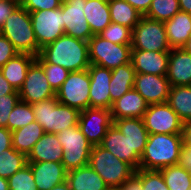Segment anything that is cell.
Listing matches in <instances>:
<instances>
[{
    "label": "cell",
    "mask_w": 191,
    "mask_h": 190,
    "mask_svg": "<svg viewBox=\"0 0 191 190\" xmlns=\"http://www.w3.org/2000/svg\"><path fill=\"white\" fill-rule=\"evenodd\" d=\"M39 55L47 63L62 66L69 72L86 70L90 66L88 42L66 34L43 47Z\"/></svg>",
    "instance_id": "obj_1"
},
{
    "label": "cell",
    "mask_w": 191,
    "mask_h": 190,
    "mask_svg": "<svg viewBox=\"0 0 191 190\" xmlns=\"http://www.w3.org/2000/svg\"><path fill=\"white\" fill-rule=\"evenodd\" d=\"M182 145L181 134H149L140 168L159 171L177 165Z\"/></svg>",
    "instance_id": "obj_2"
},
{
    "label": "cell",
    "mask_w": 191,
    "mask_h": 190,
    "mask_svg": "<svg viewBox=\"0 0 191 190\" xmlns=\"http://www.w3.org/2000/svg\"><path fill=\"white\" fill-rule=\"evenodd\" d=\"M0 34L5 36L13 44L18 53H28L35 57L40 54V49L33 31L30 12L21 4L6 19L0 29Z\"/></svg>",
    "instance_id": "obj_3"
},
{
    "label": "cell",
    "mask_w": 191,
    "mask_h": 190,
    "mask_svg": "<svg viewBox=\"0 0 191 190\" xmlns=\"http://www.w3.org/2000/svg\"><path fill=\"white\" fill-rule=\"evenodd\" d=\"M32 109L35 121L43 127L45 133L58 134L77 126L79 122L80 111L59 103L57 97L35 103Z\"/></svg>",
    "instance_id": "obj_4"
},
{
    "label": "cell",
    "mask_w": 191,
    "mask_h": 190,
    "mask_svg": "<svg viewBox=\"0 0 191 190\" xmlns=\"http://www.w3.org/2000/svg\"><path fill=\"white\" fill-rule=\"evenodd\" d=\"M88 165L110 189L119 188L136 172L130 164L119 160L101 145L92 147Z\"/></svg>",
    "instance_id": "obj_5"
},
{
    "label": "cell",
    "mask_w": 191,
    "mask_h": 190,
    "mask_svg": "<svg viewBox=\"0 0 191 190\" xmlns=\"http://www.w3.org/2000/svg\"><path fill=\"white\" fill-rule=\"evenodd\" d=\"M57 136L63 148L62 164L67 171L88 165L93 145L78 125L59 132Z\"/></svg>",
    "instance_id": "obj_6"
},
{
    "label": "cell",
    "mask_w": 191,
    "mask_h": 190,
    "mask_svg": "<svg viewBox=\"0 0 191 190\" xmlns=\"http://www.w3.org/2000/svg\"><path fill=\"white\" fill-rule=\"evenodd\" d=\"M88 46L90 64L113 70L131 62V44H114L97 34L89 39Z\"/></svg>",
    "instance_id": "obj_7"
},
{
    "label": "cell",
    "mask_w": 191,
    "mask_h": 190,
    "mask_svg": "<svg viewBox=\"0 0 191 190\" xmlns=\"http://www.w3.org/2000/svg\"><path fill=\"white\" fill-rule=\"evenodd\" d=\"M131 47L137 50L171 51L164 22L142 16L132 29Z\"/></svg>",
    "instance_id": "obj_8"
},
{
    "label": "cell",
    "mask_w": 191,
    "mask_h": 190,
    "mask_svg": "<svg viewBox=\"0 0 191 190\" xmlns=\"http://www.w3.org/2000/svg\"><path fill=\"white\" fill-rule=\"evenodd\" d=\"M90 76L88 69L70 72L61 88L56 92L57 101L77 110L90 108Z\"/></svg>",
    "instance_id": "obj_9"
},
{
    "label": "cell",
    "mask_w": 191,
    "mask_h": 190,
    "mask_svg": "<svg viewBox=\"0 0 191 190\" xmlns=\"http://www.w3.org/2000/svg\"><path fill=\"white\" fill-rule=\"evenodd\" d=\"M30 17L40 50L65 34L62 4L57 9L30 12Z\"/></svg>",
    "instance_id": "obj_10"
},
{
    "label": "cell",
    "mask_w": 191,
    "mask_h": 190,
    "mask_svg": "<svg viewBox=\"0 0 191 190\" xmlns=\"http://www.w3.org/2000/svg\"><path fill=\"white\" fill-rule=\"evenodd\" d=\"M143 121L149 134H181L183 122L166 103L148 105Z\"/></svg>",
    "instance_id": "obj_11"
},
{
    "label": "cell",
    "mask_w": 191,
    "mask_h": 190,
    "mask_svg": "<svg viewBox=\"0 0 191 190\" xmlns=\"http://www.w3.org/2000/svg\"><path fill=\"white\" fill-rule=\"evenodd\" d=\"M18 92L20 100L31 105L56 97V92L51 88L43 67L36 60L30 65L23 86Z\"/></svg>",
    "instance_id": "obj_12"
},
{
    "label": "cell",
    "mask_w": 191,
    "mask_h": 190,
    "mask_svg": "<svg viewBox=\"0 0 191 190\" xmlns=\"http://www.w3.org/2000/svg\"><path fill=\"white\" fill-rule=\"evenodd\" d=\"M113 124L111 110L108 109L87 108L79 115L78 126L93 146L102 143L107 129Z\"/></svg>",
    "instance_id": "obj_13"
},
{
    "label": "cell",
    "mask_w": 191,
    "mask_h": 190,
    "mask_svg": "<svg viewBox=\"0 0 191 190\" xmlns=\"http://www.w3.org/2000/svg\"><path fill=\"white\" fill-rule=\"evenodd\" d=\"M86 2L87 0H63L62 15L64 33L76 39L88 42L94 34L84 15Z\"/></svg>",
    "instance_id": "obj_14"
},
{
    "label": "cell",
    "mask_w": 191,
    "mask_h": 190,
    "mask_svg": "<svg viewBox=\"0 0 191 190\" xmlns=\"http://www.w3.org/2000/svg\"><path fill=\"white\" fill-rule=\"evenodd\" d=\"M133 88L152 105L168 101L171 85L166 76L136 73Z\"/></svg>",
    "instance_id": "obj_15"
},
{
    "label": "cell",
    "mask_w": 191,
    "mask_h": 190,
    "mask_svg": "<svg viewBox=\"0 0 191 190\" xmlns=\"http://www.w3.org/2000/svg\"><path fill=\"white\" fill-rule=\"evenodd\" d=\"M90 76V108H104L111 110L113 102L110 99L109 84L112 71L95 64L88 68Z\"/></svg>",
    "instance_id": "obj_16"
},
{
    "label": "cell",
    "mask_w": 191,
    "mask_h": 190,
    "mask_svg": "<svg viewBox=\"0 0 191 190\" xmlns=\"http://www.w3.org/2000/svg\"><path fill=\"white\" fill-rule=\"evenodd\" d=\"M170 51L131 50V63L136 73L166 76Z\"/></svg>",
    "instance_id": "obj_17"
},
{
    "label": "cell",
    "mask_w": 191,
    "mask_h": 190,
    "mask_svg": "<svg viewBox=\"0 0 191 190\" xmlns=\"http://www.w3.org/2000/svg\"><path fill=\"white\" fill-rule=\"evenodd\" d=\"M100 145L119 160L130 164L135 170L140 168L141 157L136 152H131V142L114 124L107 129Z\"/></svg>",
    "instance_id": "obj_18"
},
{
    "label": "cell",
    "mask_w": 191,
    "mask_h": 190,
    "mask_svg": "<svg viewBox=\"0 0 191 190\" xmlns=\"http://www.w3.org/2000/svg\"><path fill=\"white\" fill-rule=\"evenodd\" d=\"M38 190H51L67 179V170L58 162H28Z\"/></svg>",
    "instance_id": "obj_19"
},
{
    "label": "cell",
    "mask_w": 191,
    "mask_h": 190,
    "mask_svg": "<svg viewBox=\"0 0 191 190\" xmlns=\"http://www.w3.org/2000/svg\"><path fill=\"white\" fill-rule=\"evenodd\" d=\"M166 77L171 87L191 85V55L183 48H171Z\"/></svg>",
    "instance_id": "obj_20"
},
{
    "label": "cell",
    "mask_w": 191,
    "mask_h": 190,
    "mask_svg": "<svg viewBox=\"0 0 191 190\" xmlns=\"http://www.w3.org/2000/svg\"><path fill=\"white\" fill-rule=\"evenodd\" d=\"M147 108L148 104L144 98L132 88L113 102L111 114L113 119L143 118Z\"/></svg>",
    "instance_id": "obj_21"
},
{
    "label": "cell",
    "mask_w": 191,
    "mask_h": 190,
    "mask_svg": "<svg viewBox=\"0 0 191 190\" xmlns=\"http://www.w3.org/2000/svg\"><path fill=\"white\" fill-rule=\"evenodd\" d=\"M113 121L114 125L131 142V152H136L141 157L144 153L149 135L143 118L130 117L113 119Z\"/></svg>",
    "instance_id": "obj_22"
},
{
    "label": "cell",
    "mask_w": 191,
    "mask_h": 190,
    "mask_svg": "<svg viewBox=\"0 0 191 190\" xmlns=\"http://www.w3.org/2000/svg\"><path fill=\"white\" fill-rule=\"evenodd\" d=\"M62 158L63 148L57 134L45 133L33 146L27 161L62 163Z\"/></svg>",
    "instance_id": "obj_23"
},
{
    "label": "cell",
    "mask_w": 191,
    "mask_h": 190,
    "mask_svg": "<svg viewBox=\"0 0 191 190\" xmlns=\"http://www.w3.org/2000/svg\"><path fill=\"white\" fill-rule=\"evenodd\" d=\"M36 57L28 53H18L15 57L8 60L1 68L4 78L9 84L19 91L23 86L27 71Z\"/></svg>",
    "instance_id": "obj_24"
},
{
    "label": "cell",
    "mask_w": 191,
    "mask_h": 190,
    "mask_svg": "<svg viewBox=\"0 0 191 190\" xmlns=\"http://www.w3.org/2000/svg\"><path fill=\"white\" fill-rule=\"evenodd\" d=\"M166 35L171 48H181L191 34V14L179 11L164 22Z\"/></svg>",
    "instance_id": "obj_25"
},
{
    "label": "cell",
    "mask_w": 191,
    "mask_h": 190,
    "mask_svg": "<svg viewBox=\"0 0 191 190\" xmlns=\"http://www.w3.org/2000/svg\"><path fill=\"white\" fill-rule=\"evenodd\" d=\"M71 190H109L104 180L89 166L73 169L67 172Z\"/></svg>",
    "instance_id": "obj_26"
},
{
    "label": "cell",
    "mask_w": 191,
    "mask_h": 190,
    "mask_svg": "<svg viewBox=\"0 0 191 190\" xmlns=\"http://www.w3.org/2000/svg\"><path fill=\"white\" fill-rule=\"evenodd\" d=\"M84 15L94 35L102 32L111 23L110 9L106 0H87Z\"/></svg>",
    "instance_id": "obj_27"
},
{
    "label": "cell",
    "mask_w": 191,
    "mask_h": 190,
    "mask_svg": "<svg viewBox=\"0 0 191 190\" xmlns=\"http://www.w3.org/2000/svg\"><path fill=\"white\" fill-rule=\"evenodd\" d=\"M111 71L112 76L109 84V92L110 99L114 102L133 88L136 71L131 62Z\"/></svg>",
    "instance_id": "obj_28"
},
{
    "label": "cell",
    "mask_w": 191,
    "mask_h": 190,
    "mask_svg": "<svg viewBox=\"0 0 191 190\" xmlns=\"http://www.w3.org/2000/svg\"><path fill=\"white\" fill-rule=\"evenodd\" d=\"M44 134L43 127L37 121L31 122L23 128L12 131V147L28 156L35 143Z\"/></svg>",
    "instance_id": "obj_29"
},
{
    "label": "cell",
    "mask_w": 191,
    "mask_h": 190,
    "mask_svg": "<svg viewBox=\"0 0 191 190\" xmlns=\"http://www.w3.org/2000/svg\"><path fill=\"white\" fill-rule=\"evenodd\" d=\"M167 103L183 123L191 121V85L171 87Z\"/></svg>",
    "instance_id": "obj_30"
},
{
    "label": "cell",
    "mask_w": 191,
    "mask_h": 190,
    "mask_svg": "<svg viewBox=\"0 0 191 190\" xmlns=\"http://www.w3.org/2000/svg\"><path fill=\"white\" fill-rule=\"evenodd\" d=\"M108 5L110 9L111 22L126 26L131 30L143 16L126 0H110L108 1Z\"/></svg>",
    "instance_id": "obj_31"
},
{
    "label": "cell",
    "mask_w": 191,
    "mask_h": 190,
    "mask_svg": "<svg viewBox=\"0 0 191 190\" xmlns=\"http://www.w3.org/2000/svg\"><path fill=\"white\" fill-rule=\"evenodd\" d=\"M169 190H191V173L178 165L159 170Z\"/></svg>",
    "instance_id": "obj_32"
},
{
    "label": "cell",
    "mask_w": 191,
    "mask_h": 190,
    "mask_svg": "<svg viewBox=\"0 0 191 190\" xmlns=\"http://www.w3.org/2000/svg\"><path fill=\"white\" fill-rule=\"evenodd\" d=\"M28 164L27 156L13 147L0 154V177L8 179Z\"/></svg>",
    "instance_id": "obj_33"
},
{
    "label": "cell",
    "mask_w": 191,
    "mask_h": 190,
    "mask_svg": "<svg viewBox=\"0 0 191 190\" xmlns=\"http://www.w3.org/2000/svg\"><path fill=\"white\" fill-rule=\"evenodd\" d=\"M179 11V0H152L149 10L144 16L165 22L170 20Z\"/></svg>",
    "instance_id": "obj_34"
},
{
    "label": "cell",
    "mask_w": 191,
    "mask_h": 190,
    "mask_svg": "<svg viewBox=\"0 0 191 190\" xmlns=\"http://www.w3.org/2000/svg\"><path fill=\"white\" fill-rule=\"evenodd\" d=\"M34 121L32 105L20 100L9 114L7 129L12 132Z\"/></svg>",
    "instance_id": "obj_35"
},
{
    "label": "cell",
    "mask_w": 191,
    "mask_h": 190,
    "mask_svg": "<svg viewBox=\"0 0 191 190\" xmlns=\"http://www.w3.org/2000/svg\"><path fill=\"white\" fill-rule=\"evenodd\" d=\"M36 61L43 67L44 74L51 88L57 92L70 72L62 66L47 63L40 55L36 56Z\"/></svg>",
    "instance_id": "obj_36"
},
{
    "label": "cell",
    "mask_w": 191,
    "mask_h": 190,
    "mask_svg": "<svg viewBox=\"0 0 191 190\" xmlns=\"http://www.w3.org/2000/svg\"><path fill=\"white\" fill-rule=\"evenodd\" d=\"M9 190H38L29 164L8 178Z\"/></svg>",
    "instance_id": "obj_37"
},
{
    "label": "cell",
    "mask_w": 191,
    "mask_h": 190,
    "mask_svg": "<svg viewBox=\"0 0 191 190\" xmlns=\"http://www.w3.org/2000/svg\"><path fill=\"white\" fill-rule=\"evenodd\" d=\"M99 35L114 44H131L132 30L111 22Z\"/></svg>",
    "instance_id": "obj_38"
},
{
    "label": "cell",
    "mask_w": 191,
    "mask_h": 190,
    "mask_svg": "<svg viewBox=\"0 0 191 190\" xmlns=\"http://www.w3.org/2000/svg\"><path fill=\"white\" fill-rule=\"evenodd\" d=\"M142 190H169L160 171L141 169Z\"/></svg>",
    "instance_id": "obj_39"
},
{
    "label": "cell",
    "mask_w": 191,
    "mask_h": 190,
    "mask_svg": "<svg viewBox=\"0 0 191 190\" xmlns=\"http://www.w3.org/2000/svg\"><path fill=\"white\" fill-rule=\"evenodd\" d=\"M19 101V94H8L0 96V127L7 128L9 114Z\"/></svg>",
    "instance_id": "obj_40"
},
{
    "label": "cell",
    "mask_w": 191,
    "mask_h": 190,
    "mask_svg": "<svg viewBox=\"0 0 191 190\" xmlns=\"http://www.w3.org/2000/svg\"><path fill=\"white\" fill-rule=\"evenodd\" d=\"M63 0H20V4L28 11L57 9Z\"/></svg>",
    "instance_id": "obj_41"
},
{
    "label": "cell",
    "mask_w": 191,
    "mask_h": 190,
    "mask_svg": "<svg viewBox=\"0 0 191 190\" xmlns=\"http://www.w3.org/2000/svg\"><path fill=\"white\" fill-rule=\"evenodd\" d=\"M17 54L18 51L14 48L13 44L0 34V68Z\"/></svg>",
    "instance_id": "obj_42"
},
{
    "label": "cell",
    "mask_w": 191,
    "mask_h": 190,
    "mask_svg": "<svg viewBox=\"0 0 191 190\" xmlns=\"http://www.w3.org/2000/svg\"><path fill=\"white\" fill-rule=\"evenodd\" d=\"M19 5V0H0V29Z\"/></svg>",
    "instance_id": "obj_43"
},
{
    "label": "cell",
    "mask_w": 191,
    "mask_h": 190,
    "mask_svg": "<svg viewBox=\"0 0 191 190\" xmlns=\"http://www.w3.org/2000/svg\"><path fill=\"white\" fill-rule=\"evenodd\" d=\"M119 190H142L141 184V168L136 170L135 174L130 177L124 184H122Z\"/></svg>",
    "instance_id": "obj_44"
},
{
    "label": "cell",
    "mask_w": 191,
    "mask_h": 190,
    "mask_svg": "<svg viewBox=\"0 0 191 190\" xmlns=\"http://www.w3.org/2000/svg\"><path fill=\"white\" fill-rule=\"evenodd\" d=\"M177 165L191 173V148L182 145Z\"/></svg>",
    "instance_id": "obj_45"
},
{
    "label": "cell",
    "mask_w": 191,
    "mask_h": 190,
    "mask_svg": "<svg viewBox=\"0 0 191 190\" xmlns=\"http://www.w3.org/2000/svg\"><path fill=\"white\" fill-rule=\"evenodd\" d=\"M12 148V132L7 128L0 127V154Z\"/></svg>",
    "instance_id": "obj_46"
},
{
    "label": "cell",
    "mask_w": 191,
    "mask_h": 190,
    "mask_svg": "<svg viewBox=\"0 0 191 190\" xmlns=\"http://www.w3.org/2000/svg\"><path fill=\"white\" fill-rule=\"evenodd\" d=\"M131 6H133L143 16L148 12L152 0H126Z\"/></svg>",
    "instance_id": "obj_47"
},
{
    "label": "cell",
    "mask_w": 191,
    "mask_h": 190,
    "mask_svg": "<svg viewBox=\"0 0 191 190\" xmlns=\"http://www.w3.org/2000/svg\"><path fill=\"white\" fill-rule=\"evenodd\" d=\"M8 94H19L9 82L4 78L3 73L0 70V96L8 95Z\"/></svg>",
    "instance_id": "obj_48"
},
{
    "label": "cell",
    "mask_w": 191,
    "mask_h": 190,
    "mask_svg": "<svg viewBox=\"0 0 191 190\" xmlns=\"http://www.w3.org/2000/svg\"><path fill=\"white\" fill-rule=\"evenodd\" d=\"M181 136L183 145L191 148V121L183 123Z\"/></svg>",
    "instance_id": "obj_49"
},
{
    "label": "cell",
    "mask_w": 191,
    "mask_h": 190,
    "mask_svg": "<svg viewBox=\"0 0 191 190\" xmlns=\"http://www.w3.org/2000/svg\"><path fill=\"white\" fill-rule=\"evenodd\" d=\"M180 11L191 14V0H179Z\"/></svg>",
    "instance_id": "obj_50"
},
{
    "label": "cell",
    "mask_w": 191,
    "mask_h": 190,
    "mask_svg": "<svg viewBox=\"0 0 191 190\" xmlns=\"http://www.w3.org/2000/svg\"><path fill=\"white\" fill-rule=\"evenodd\" d=\"M51 190H71L67 181L54 186Z\"/></svg>",
    "instance_id": "obj_51"
},
{
    "label": "cell",
    "mask_w": 191,
    "mask_h": 190,
    "mask_svg": "<svg viewBox=\"0 0 191 190\" xmlns=\"http://www.w3.org/2000/svg\"><path fill=\"white\" fill-rule=\"evenodd\" d=\"M0 190H9L8 179L0 177Z\"/></svg>",
    "instance_id": "obj_52"
},
{
    "label": "cell",
    "mask_w": 191,
    "mask_h": 190,
    "mask_svg": "<svg viewBox=\"0 0 191 190\" xmlns=\"http://www.w3.org/2000/svg\"><path fill=\"white\" fill-rule=\"evenodd\" d=\"M181 48H183L187 53L191 55V34L187 42Z\"/></svg>",
    "instance_id": "obj_53"
}]
</instances>
